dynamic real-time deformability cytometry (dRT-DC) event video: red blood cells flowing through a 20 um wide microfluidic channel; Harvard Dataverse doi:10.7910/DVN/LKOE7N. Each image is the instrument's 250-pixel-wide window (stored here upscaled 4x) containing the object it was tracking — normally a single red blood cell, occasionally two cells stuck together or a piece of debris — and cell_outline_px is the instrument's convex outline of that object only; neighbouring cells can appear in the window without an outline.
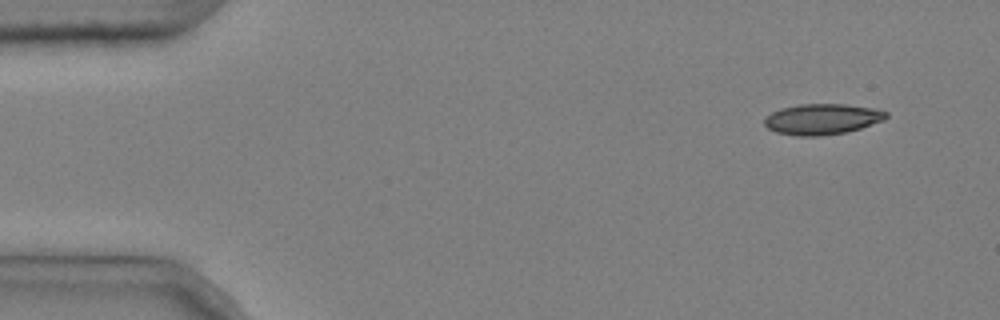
{"species": "common noctule bat (a hibernating species)", "species_latin": "Nyctalus noctula", "temperature_condition": "cold", "stored_images_in_passage": 4, "camera_frame_rate_fps": 3000, "um_per_image_px": 0.085, "animal": {"sex": "male", "body_mass_g": 20.4}, "frame": {"image": 1, "passage_image": 1, "time_ms": 0.0, "image_size_px": [1000, 320], "cell_outline_px": [[888, 116], [884, 120], [848, 132], [820, 136], [796, 136], [776, 132], [768, 128], [764, 124], [764, 116], [780, 108], [800, 104], [844, 104], [872, 108], [888, 112]], "centroid_in_image_um": [69.86, 10.13], "position_along_channel_um": 15.1, "area_um2": 21.91}}
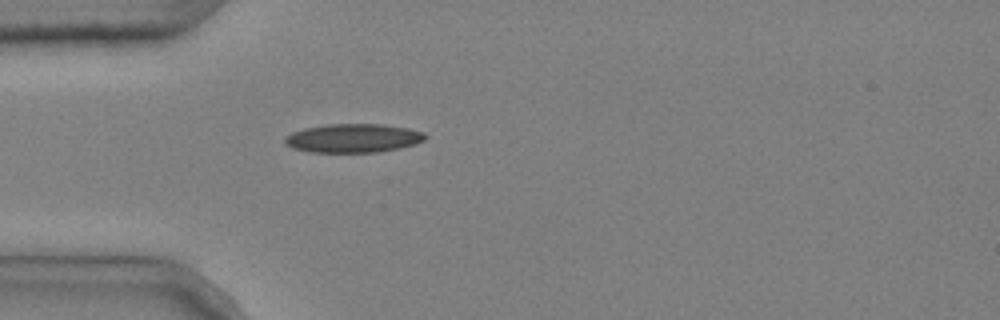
{"frame": {"image": 2, "passage_image": 4, "time_ms": 1.0, "image_size_px": [1000, 320], "cell_outline_px": [[428, 136], [424, 140], [416, 144], [400, 148], [380, 152], [308, 152], [292, 148], [284, 144], [284, 140], [292, 132], [304, 128], [328, 124], [384, 124], [408, 128], [424, 132]], "centroid_in_image_um": [30.04, 11.74], "position_along_channel_um": 55.0, "area_um2": 23.7}}